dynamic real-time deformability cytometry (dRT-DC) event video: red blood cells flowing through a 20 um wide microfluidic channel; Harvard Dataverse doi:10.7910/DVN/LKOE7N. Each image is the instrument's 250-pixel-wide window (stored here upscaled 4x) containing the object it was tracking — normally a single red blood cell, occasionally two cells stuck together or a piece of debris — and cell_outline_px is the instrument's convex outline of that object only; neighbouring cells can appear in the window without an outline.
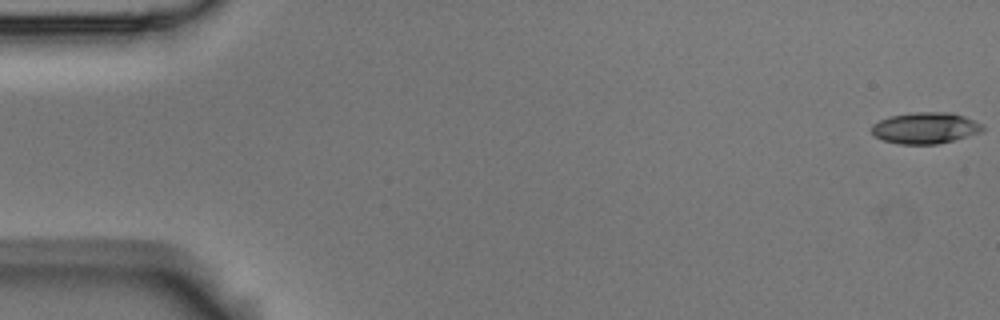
{"species": "Egyptian fruit bat (a non-hibernating species)", "species_latin": "Rousettus aegyptiacus", "temperature_condition": "room temperature", "stored_images_in_passage": 9, "camera_frame_rate_fps": 3000, "um_per_image_px": 0.085, "animal": {"sex": "male"}, "frame": {"image": 1, "passage_image": 1, "time_ms": 0.0, "image_size_px": [1000, 320], "cell_outline_px": [[984, 128], [980, 132], [952, 140], [936, 144], [900, 144], [884, 140], [876, 136], [872, 132], [872, 124], [888, 116], [916, 112], [952, 112], [964, 116], [984, 124]], "centroid_in_image_um": [78.66, 10.86], "position_along_channel_um": 6.3, "area_um2": 20.11}}
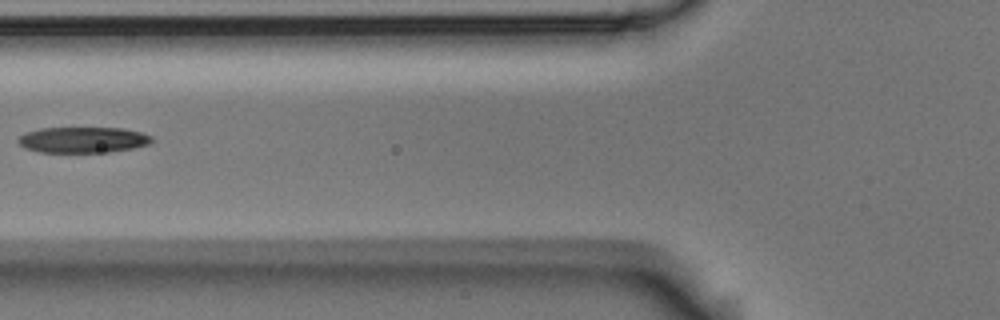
{"frame": {"image": 2, "passage_image": 7, "time_ms": 2.0, "image_size_px": [1000, 320], "cell_outline_px": [[152, 140], [148, 144], [132, 148], [108, 152], [40, 152], [24, 148], [16, 140], [24, 132], [40, 128], [124, 128], [140, 132], [152, 136]], "centroid_in_image_um": [7.01, 11.88], "position_along_channel_um": 118.8, "area_um2": 20.11}}
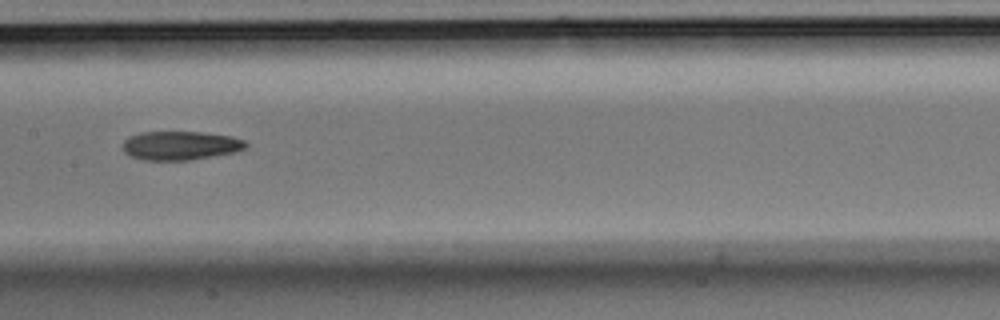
{"frame": {"image": 3, "passage_image": 9, "time_ms": 2.667, "image_size_px": [1000, 320], "cell_outline_px": [[248, 144], [244, 148], [236, 152], [188, 160], [144, 160], [132, 156], [124, 152], [124, 140], [128, 136], [140, 132], [200, 132], [232, 136], [244, 140]], "centroid_in_image_um": [15.33, 12.36], "position_along_channel_um": 192.1, "area_um2": 20.58}}